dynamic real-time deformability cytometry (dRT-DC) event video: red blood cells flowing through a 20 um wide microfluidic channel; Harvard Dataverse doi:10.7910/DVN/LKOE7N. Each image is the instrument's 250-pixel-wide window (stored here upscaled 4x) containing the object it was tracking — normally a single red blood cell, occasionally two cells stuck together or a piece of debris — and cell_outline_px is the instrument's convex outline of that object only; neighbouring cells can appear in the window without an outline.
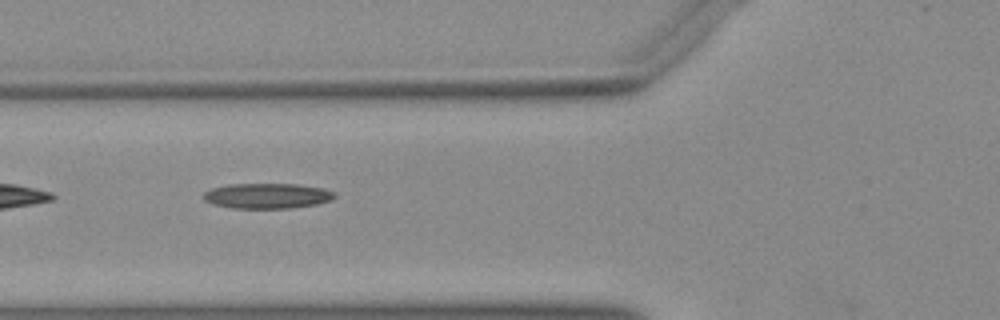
{"species": "Egyptian fruit bat (a non-hibernating species)", "species_latin": "Rousettus aegyptiacus", "temperature_condition": "warm", "stored_images_in_passage": 31, "camera_frame_rate_fps": 3000, "um_per_image_px": 0.085, "animal": {"sex": "female"}, "frame": {"image": 1, "passage_image": 3, "time_ms": 0.667, "image_size_px": [1000, 320], "cell_outline_px": [[336, 196], [332, 200], [316, 204], [292, 208], [232, 208], [212, 204], [204, 200], [204, 192], [212, 188], [228, 184], [296, 184], [324, 188], [336, 192]], "centroid_in_image_um": [22.74, 16.64], "position_along_channel_um": 103.1, "area_um2": 19.42}}
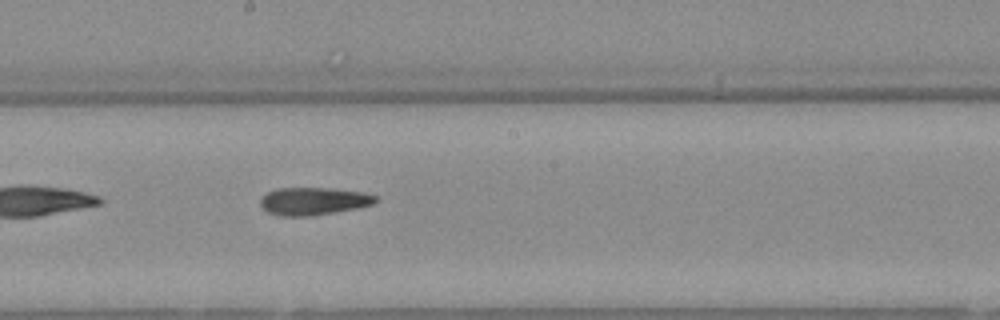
{"frame": {"image": 2, "passage_image": 12, "time_ms": 3.667, "image_size_px": [1000, 320], "cell_outline_px": [[380, 200], [372, 204], [356, 208], [312, 216], [280, 216], [268, 212], [260, 204], [260, 200], [268, 192], [276, 188], [328, 188], [364, 192], [376, 196]], "centroid_in_image_um": [26.66, 17.1], "position_along_channel_um": 221.5, "area_um2": 18.5}}
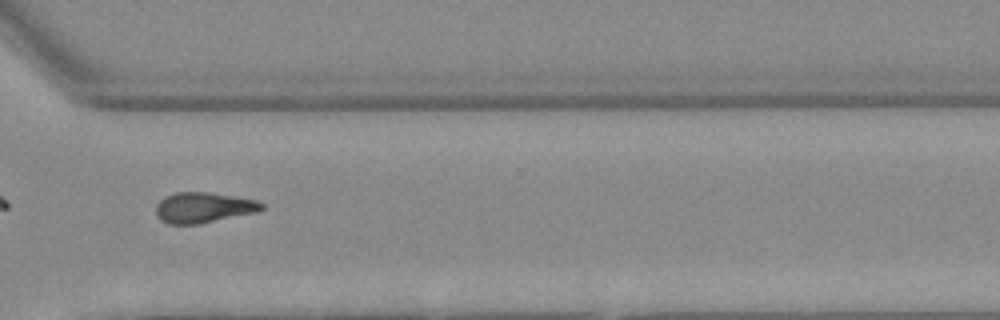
{"frame": {"image": 3, "passage_image": 22, "time_ms": 7.0, "image_size_px": [1000, 320], "cell_outline_px": [[264, 208], [256, 212], [200, 224], [168, 224], [160, 220], [156, 216], [156, 204], [164, 196], [176, 192], [204, 192], [232, 196], [256, 200], [264, 204]], "centroid_in_image_um": [17.25, 17.65], "position_along_channel_um": 353.4, "area_um2": 18.79}}